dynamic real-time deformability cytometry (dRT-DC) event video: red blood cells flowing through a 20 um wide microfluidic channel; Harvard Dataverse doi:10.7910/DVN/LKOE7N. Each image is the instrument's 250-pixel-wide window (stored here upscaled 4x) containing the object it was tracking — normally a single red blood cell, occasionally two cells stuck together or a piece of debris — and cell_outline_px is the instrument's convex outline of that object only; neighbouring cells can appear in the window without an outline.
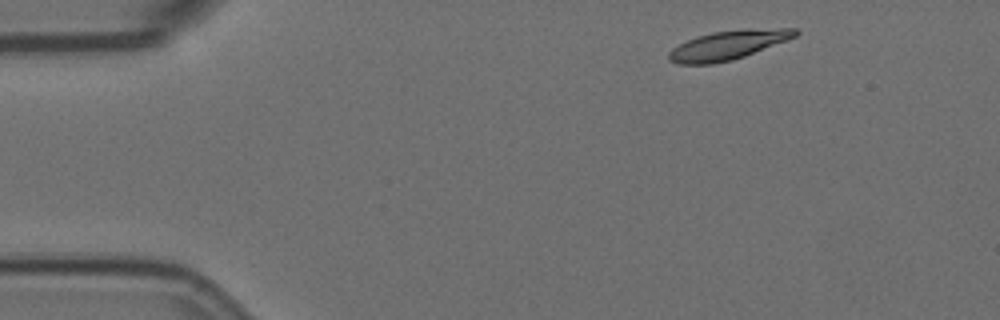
{"species": "Egyptian fruit bat (a non-hibernating species)", "species_latin": "Rousettus aegyptiacus", "temperature_condition": "room temperature", "stored_images_in_passage": 5, "camera_frame_rate_fps": 3000, "um_per_image_px": 0.085, "animal": {"sex": "female"}, "frame": {"image": 1, "passage_image": 1, "time_ms": 0.0, "image_size_px": [1000, 320], "cell_outline_px": [[800, 32], [796, 36], [788, 40], [744, 56], [732, 60], [712, 64], [680, 64], [668, 60], [668, 52], [672, 48], [696, 36], [712, 32], [744, 28], [796, 28]], "centroid_in_image_um": [61.9, 3.82], "position_along_channel_um": 23.1, "area_um2": 21.62}}
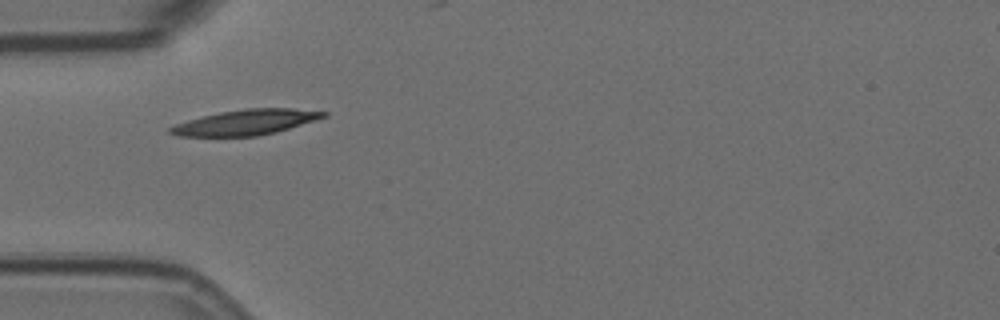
{"frame": {"image": 2, "passage_image": 4, "time_ms": 1.0, "image_size_px": [1000, 320], "cell_outline_px": [[328, 116], [316, 120], [276, 132], [256, 136], [176, 136], [168, 132], [168, 128], [176, 124], [188, 120], [220, 112], [244, 108], [292, 108], [328, 112]], "centroid_in_image_um": [20.91, 10.39], "position_along_channel_um": 64.1, "area_um2": 22.54}}
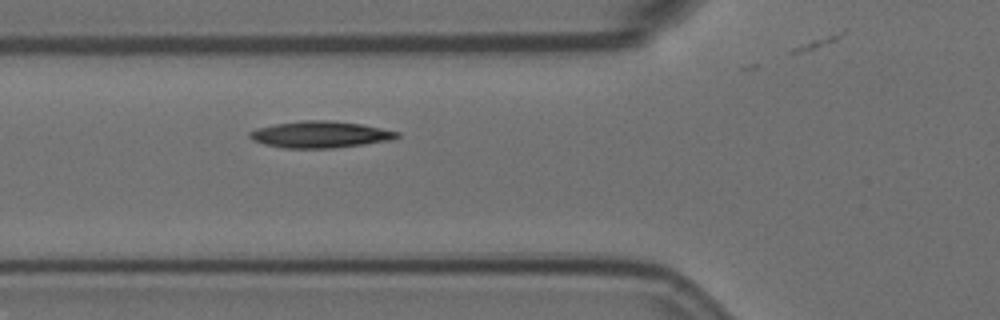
{"frame": {"image": 3, "passage_image": 5, "time_ms": 1.333, "image_size_px": [1000, 320], "cell_outline_px": [[400, 136], [392, 140], [364, 144], [332, 148], [284, 148], [264, 144], [252, 140], [248, 136], [248, 132], [256, 128], [276, 124], [304, 120], [332, 120], [360, 124], [400, 132]], "centroid_in_image_um": [27.2, 11.43], "position_along_channel_um": 98.6, "area_um2": 22.83}}